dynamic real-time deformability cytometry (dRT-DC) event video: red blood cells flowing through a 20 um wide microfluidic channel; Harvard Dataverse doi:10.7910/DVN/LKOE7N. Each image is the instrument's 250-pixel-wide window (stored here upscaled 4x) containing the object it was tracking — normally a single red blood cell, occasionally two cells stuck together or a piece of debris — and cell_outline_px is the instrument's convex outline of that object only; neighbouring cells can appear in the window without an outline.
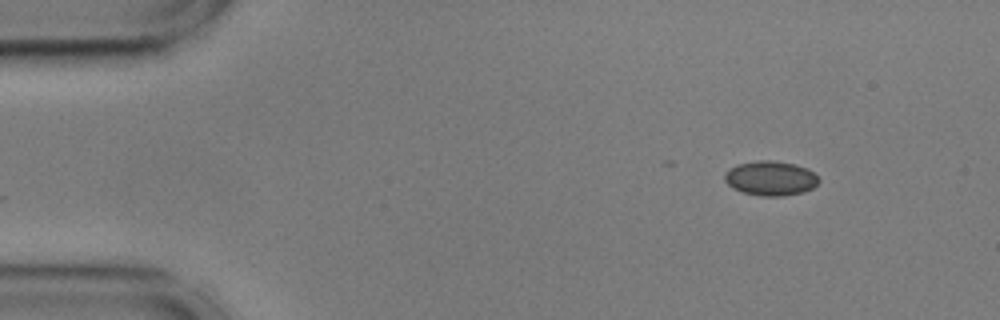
{"species": "common noctule bat (a hibernating species)", "species_latin": "Nyctalus noctula", "temperature_condition": "cold", "stored_images_in_passage": 10, "camera_frame_rate_fps": 3000, "um_per_image_px": 0.085, "animal": {"sex": "male", "body_mass_g": 17.9, "forearm_length_mm": 54.2}, "frame": {"image": 1, "passage_image": 1, "time_ms": 0.0, "image_size_px": [1000, 320], "cell_outline_px": [[820, 180], [812, 188], [804, 192], [784, 196], [760, 196], [744, 192], [732, 188], [724, 180], [724, 172], [736, 164], [756, 160], [772, 160], [796, 164], [808, 168]], "centroid_in_image_um": [65.48, 15.14], "position_along_channel_um": 19.5, "area_um2": 19.13}}